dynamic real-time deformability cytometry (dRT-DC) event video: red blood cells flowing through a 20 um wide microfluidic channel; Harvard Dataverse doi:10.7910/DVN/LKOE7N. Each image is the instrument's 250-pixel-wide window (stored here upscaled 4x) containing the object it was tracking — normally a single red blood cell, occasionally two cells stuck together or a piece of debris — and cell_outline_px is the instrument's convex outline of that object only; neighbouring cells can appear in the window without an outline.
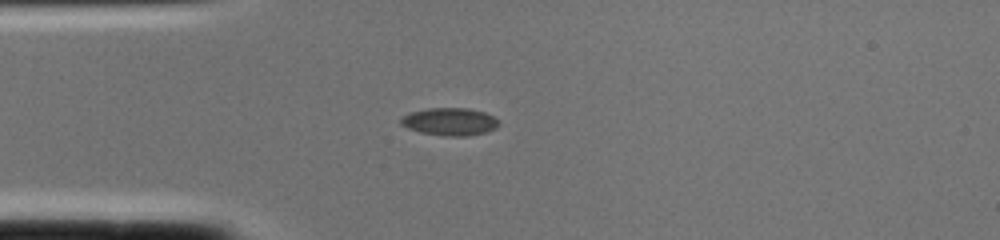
{"species": "common noctule bat (a hibernating species)", "species_latin": "Nyctalus noctula", "temperature_condition": "cold", "stored_images_in_passage": 1, "camera_frame_rate_fps": 3000, "um_per_image_px": 0.085, "animal": {"sex": "female", "body_mass_g": 22.0, "forearm_length_mm": 56.7}, "frame": {"image": 1, "passage_image": 1, "time_ms": 0.0, "image_size_px": [1000, 240], "cell_outline_px": [[500, 124], [496, 128], [488, 132], [468, 136], [448, 136], [420, 132], [408, 128], [400, 124], [400, 116], [408, 112], [428, 108], [468, 108], [484, 112], [500, 120]], "centroid_in_image_um": [38.23, 10.33], "position_along_channel_um": 46.8, "area_um2": 16.01}}